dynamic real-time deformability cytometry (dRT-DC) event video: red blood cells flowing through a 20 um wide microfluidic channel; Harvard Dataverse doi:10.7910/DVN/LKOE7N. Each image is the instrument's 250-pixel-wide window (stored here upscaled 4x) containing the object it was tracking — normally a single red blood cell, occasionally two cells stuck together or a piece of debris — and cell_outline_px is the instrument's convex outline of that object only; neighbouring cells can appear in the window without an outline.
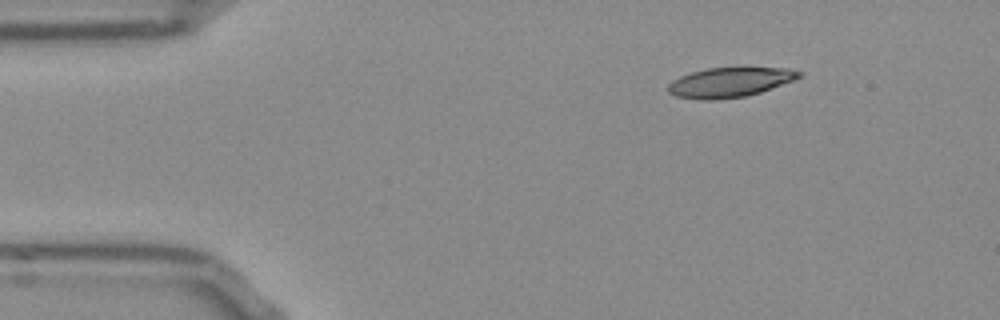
{"species": "Egyptian fruit bat (a non-hibernating species)", "species_latin": "Rousettus aegyptiacus", "temperature_condition": "room temperature", "stored_images_in_passage": 46, "camera_frame_rate_fps": 3000, "um_per_image_px": 0.085, "frame": {"image": 1, "passage_image": 1, "time_ms": 0.0, "image_size_px": [1000, 320], "cell_outline_px": [[804, 72], [800, 76], [792, 80], [760, 92], [744, 96], [712, 100], [700, 100], [676, 96], [668, 92], [668, 84], [672, 80], [680, 76], [692, 72], [708, 68], [744, 64], [788, 68]], "centroid_in_image_um": [62.06, 6.93], "position_along_channel_um": 22.9, "area_um2": 23.52}}
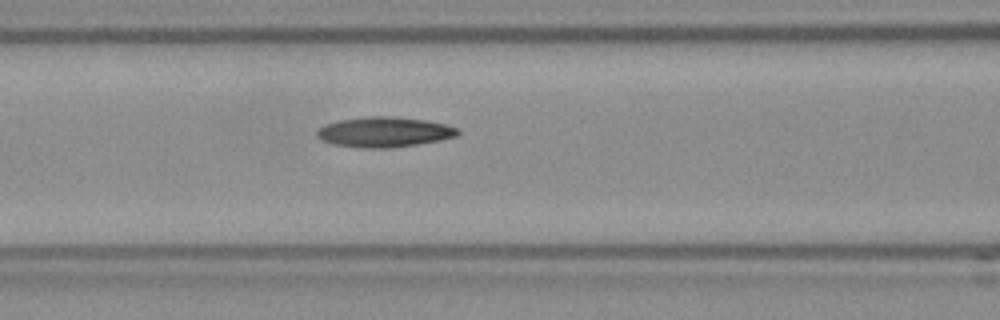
{"frame": {"image": 2, "passage_image": 15, "time_ms": 4.667, "image_size_px": [1000, 320], "cell_outline_px": [[460, 132], [456, 136], [440, 140], [416, 144], [388, 148], [360, 148], [336, 144], [320, 140], [316, 136], [316, 132], [324, 124], [340, 120], [364, 116], [392, 116], [424, 120], [444, 124], [460, 128]], "centroid_in_image_um": [32.65, 11.22], "position_along_channel_um": 134.0, "area_um2": 24.74}}
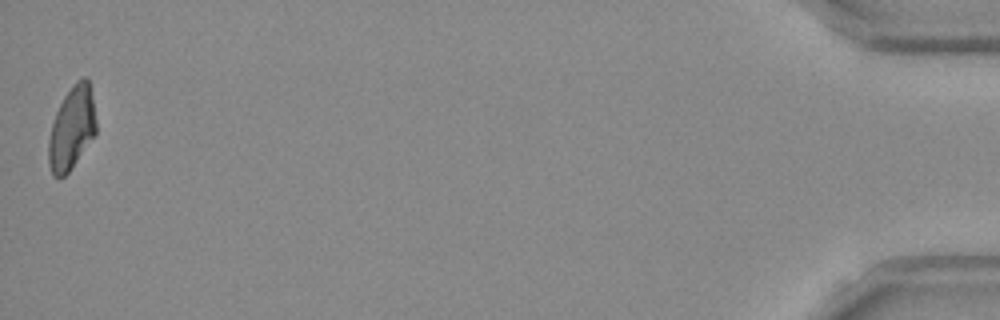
{"frame": {"image": 3, "passage_image": 46, "time_ms": 15.0, "image_size_px": [1000, 320], "cell_outline_px": [[96, 132], [68, 172], [64, 176], [52, 176], [48, 164], [48, 140], [52, 124], [56, 112], [64, 96], [72, 84], [76, 80], [84, 76], [88, 76], [92, 96], [96, 120]], "centroid_in_image_um": [6.09, 10.85], "position_along_channel_um": 429.1, "area_um2": 22.83}, "authors_computed_cell_mechanics": {"area_um2": 23.5246, "velocity_mm_per_s": 3.8253, "shape_relaxation_time_tau1_ms": null, "shape_relaxation_time_tau2_ms": 7.8391, "deformation_change_tau1": null, "deformation_change_tau2": 0.1713}}